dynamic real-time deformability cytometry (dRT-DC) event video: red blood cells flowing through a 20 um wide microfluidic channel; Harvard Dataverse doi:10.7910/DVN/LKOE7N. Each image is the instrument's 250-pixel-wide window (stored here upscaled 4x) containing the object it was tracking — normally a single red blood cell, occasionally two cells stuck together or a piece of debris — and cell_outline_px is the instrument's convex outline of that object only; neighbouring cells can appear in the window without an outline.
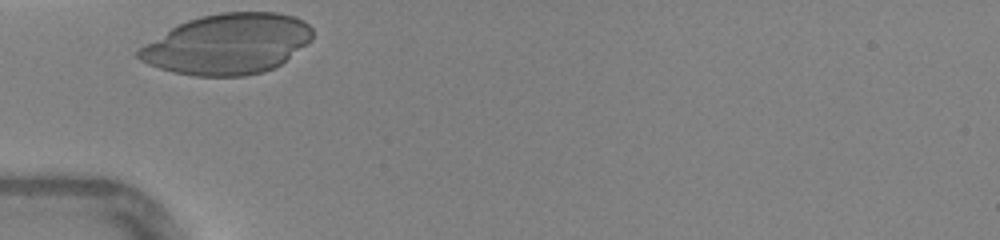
{"species": "human", "species_latin": "Homo sapiens", "temperature_condition": "warm", "stored_images_in_passage": 23, "camera_frame_rate_fps": 3000, "um_per_image_px": 0.085, "donor": {"sex": "female"}, "frame": {"image": 1, "passage_image": 1, "time_ms": 0.0, "image_size_px": [1000, 240], "cell_outline_px": [[312, 40], [280, 64], [264, 72], [244, 76], [196, 76], [172, 72], [148, 64], [140, 60], [136, 56], [136, 48], [172, 28], [188, 20], [200, 16], [220, 12], [280, 12], [304, 20], [312, 28]], "centroid_in_image_um": [19.33, 3.74], "position_along_channel_um": 65.7, "area_um2": 61.21}}